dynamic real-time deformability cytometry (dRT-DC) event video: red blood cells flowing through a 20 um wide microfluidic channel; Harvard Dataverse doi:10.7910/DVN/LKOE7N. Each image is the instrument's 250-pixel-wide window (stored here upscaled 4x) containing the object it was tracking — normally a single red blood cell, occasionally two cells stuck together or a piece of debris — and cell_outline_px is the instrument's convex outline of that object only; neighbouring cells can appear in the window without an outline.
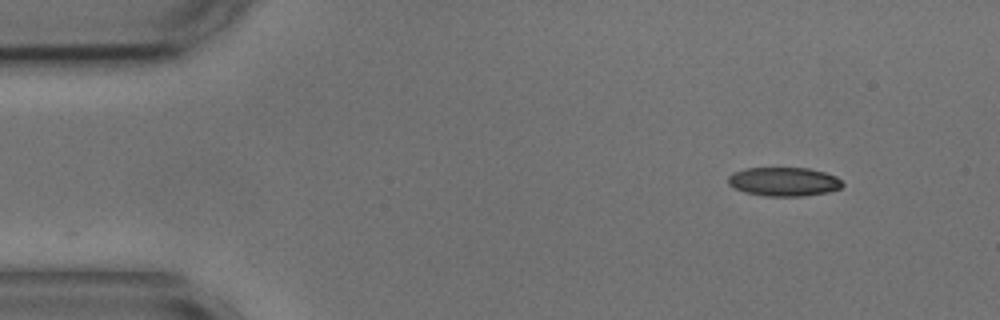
{"species": "common noctule bat (a hibernating species)", "species_latin": "Nyctalus noctula", "temperature_condition": "cold", "stored_images_in_passage": 11, "camera_frame_rate_fps": 3000, "um_per_image_px": 0.085, "animal": {"sex": "male", "body_mass_g": 17.9, "forearm_length_mm": 54.2}, "frame": {"image": 1, "passage_image": 1, "time_ms": 0.0, "image_size_px": [1000, 320], "cell_outline_px": [[844, 184], [840, 188], [828, 192], [804, 196], [764, 196], [744, 192], [728, 184], [728, 176], [732, 172], [744, 168], [808, 168], [824, 172], [836, 176]], "centroid_in_image_um": [66.61, 15.44], "position_along_channel_um": 18.4, "area_um2": 19.31}}